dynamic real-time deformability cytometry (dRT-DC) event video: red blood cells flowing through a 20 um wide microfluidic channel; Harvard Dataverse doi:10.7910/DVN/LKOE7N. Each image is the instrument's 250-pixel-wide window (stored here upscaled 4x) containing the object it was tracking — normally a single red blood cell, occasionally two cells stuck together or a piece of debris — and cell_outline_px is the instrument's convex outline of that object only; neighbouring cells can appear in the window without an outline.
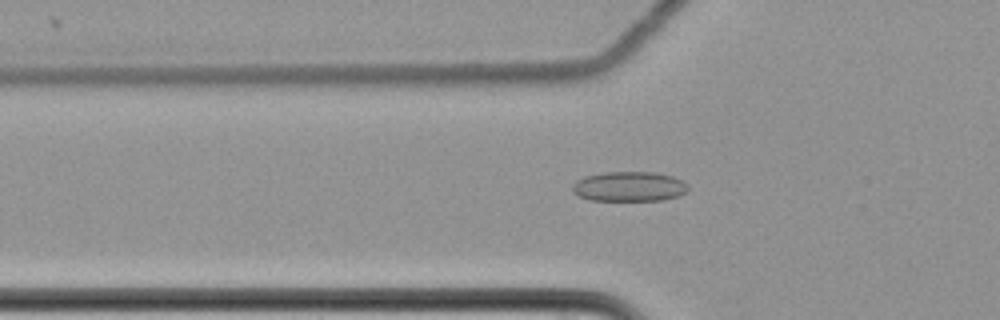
{"species": "common noctule bat (a hibernating species)", "species_latin": "Nyctalus noctula", "temperature_condition": "cold", "stored_images_in_passage": 41, "camera_frame_rate_fps": 3000, "um_per_image_px": 0.085, "animal": {"sex": "female", "body_mass_g": 22.7, "forearm_length_mm": 54.2}, "frame": {"image": 1, "passage_image": 4, "time_ms": 1.0, "image_size_px": [1000, 320], "cell_outline_px": [[688, 188], [680, 196], [664, 200], [588, 200], [572, 192], [572, 184], [576, 180], [584, 176], [604, 172], [656, 172], [672, 176], [688, 184]], "centroid_in_image_um": [53.46, 15.85], "position_along_channel_um": 72.3, "area_um2": 20.23}}
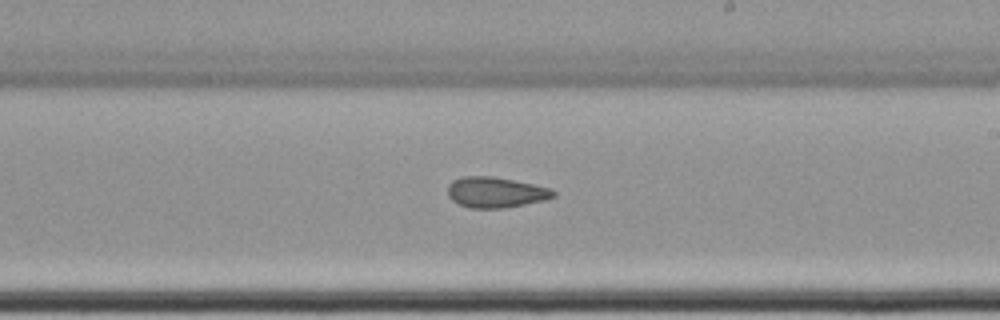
{"frame": {"image": 2, "passage_image": 19, "time_ms": 6.0, "image_size_px": [1000, 320], "cell_outline_px": [[556, 196], [544, 200], [504, 208], [468, 208], [452, 200], [448, 196], [448, 184], [452, 180], [464, 176], [492, 176], [552, 188], [556, 192]], "centroid_in_image_um": [42.12, 16.34], "position_along_channel_um": 246.9, "area_um2": 18.84}}
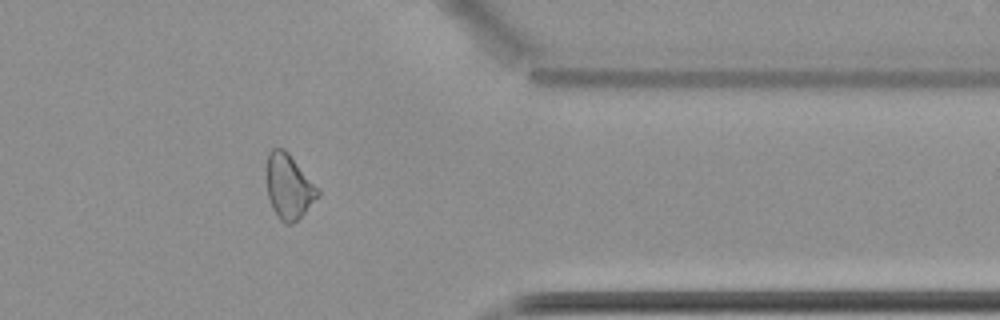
{"frame": {"image": 3, "passage_image": 32, "time_ms": 10.333, "image_size_px": [1000, 320], "cell_outline_px": [[320, 196], [292, 224], [288, 224], [280, 220], [276, 216], [272, 208], [268, 196], [268, 152], [272, 148], [284, 148], [288, 152], [320, 188]], "centroid_in_image_um": [24.58, 15.85], "position_along_channel_um": 386.8, "area_um2": 19.25}, "authors_computed_cell_mechanics": {"area_um2": 19.3052, "velocity_mm_per_s": 3.5128, "shape_relaxation_time_tau1_ms": null, "shape_relaxation_time_tau2_ms": 5.3974, "deformation_change_tau1": null, "deformation_change_tau2": 0.1075}}